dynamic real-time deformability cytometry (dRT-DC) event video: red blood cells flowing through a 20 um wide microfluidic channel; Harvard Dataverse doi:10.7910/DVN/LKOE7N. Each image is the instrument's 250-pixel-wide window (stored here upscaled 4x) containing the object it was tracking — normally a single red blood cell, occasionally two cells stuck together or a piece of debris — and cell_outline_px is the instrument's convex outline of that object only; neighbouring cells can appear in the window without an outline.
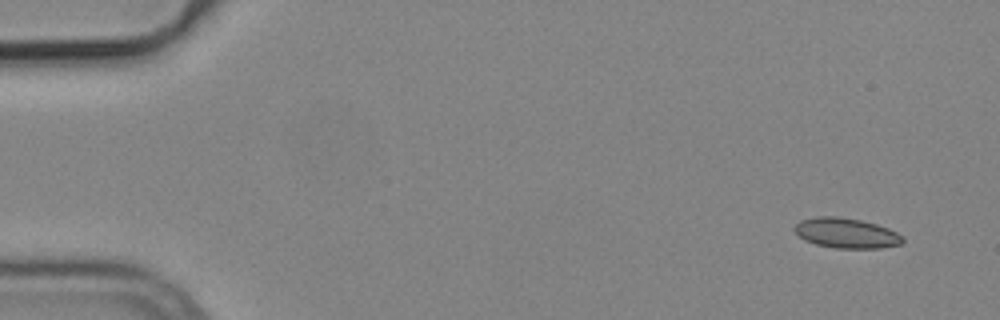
{"species": "common noctule bat (a hibernating species)", "species_latin": "Nyctalus noctula", "temperature_condition": "cold", "stored_images_in_passage": 4, "camera_frame_rate_fps": 3000, "um_per_image_px": 0.085, "animal": {"sex": "male", "body_mass_g": 19.2, "forearm_length_mm": 51.8}, "frame": {"image": 1, "passage_image": 1, "time_ms": 0.0, "image_size_px": [1000, 320], "cell_outline_px": [[904, 240], [900, 244], [880, 248], [836, 248], [816, 244], [804, 240], [792, 228], [800, 220], [816, 216], [836, 216], [860, 220], [876, 224], [888, 228], [904, 236]], "centroid_in_image_um": [71.92, 19.81], "position_along_channel_um": 13.1, "area_um2": 18.96}}
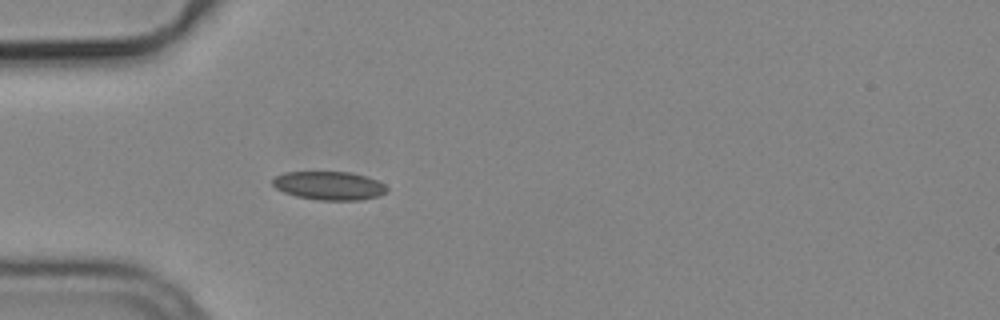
{"frame": {"image": 2, "passage_image": 4, "time_ms": 1.0, "image_size_px": [1000, 320], "cell_outline_px": [[388, 192], [380, 196], [360, 200], [320, 200], [296, 196], [284, 192], [276, 188], [272, 184], [272, 180], [276, 176], [284, 172], [352, 172], [376, 180], [384, 184], [388, 188]], "centroid_in_image_um": [28.0, 15.78], "position_along_channel_um": 57.0, "area_um2": 19.02}}